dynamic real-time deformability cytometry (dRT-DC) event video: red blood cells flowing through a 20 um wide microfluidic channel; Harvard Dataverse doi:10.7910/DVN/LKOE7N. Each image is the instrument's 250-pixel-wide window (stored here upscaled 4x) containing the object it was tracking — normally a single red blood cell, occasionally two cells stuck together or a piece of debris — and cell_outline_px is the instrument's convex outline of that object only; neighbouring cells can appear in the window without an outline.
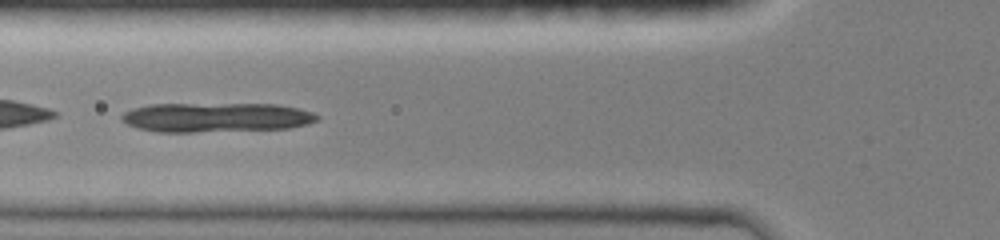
{"species": "common noctule bat (a hibernating species)", "species_latin": "Nyctalus noctula", "temperature_condition": "room temperature", "stored_images_in_passage": 19, "camera_frame_rate_fps": 3000, "um_per_image_px": 0.085, "animal": {"sex": "female", "body_mass_g": 19.0, "forearm_length_mm": 51.5}, "frame": {"image": 1, "passage_image": 9, "time_ms": 4.667, "image_size_px": [1000, 240], "cell_outline_px": [[320, 116], [316, 120], [304, 124], [288, 128], [192, 132], [156, 132], [140, 128], [128, 124], [120, 116], [124, 112], [132, 108], [148, 104], [276, 104], [296, 108], [312, 112]], "centroid_in_image_um": [18.32, 9.97], "position_along_channel_um": 107.5, "area_um2": 33.23}}
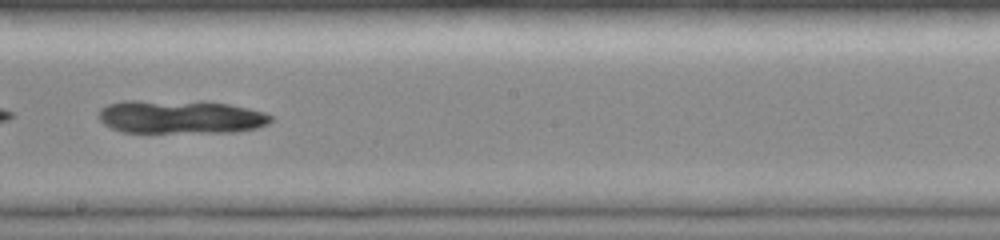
{"frame": {"image": 2, "passage_image": 15, "time_ms": 7.667, "image_size_px": [1000, 240], "cell_outline_px": [[272, 120], [268, 124], [256, 128], [236, 132], [120, 132], [104, 124], [96, 116], [100, 108], [108, 104], [124, 100], [136, 100], [228, 104], [248, 108], [264, 112], [272, 116]], "centroid_in_image_um": [15.3, 9.95], "position_along_channel_um": 232.9, "area_um2": 33.35}}
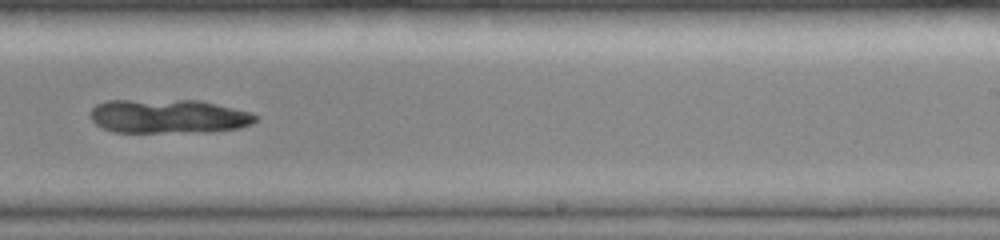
{"frame": {"image": 3, "passage_image": 17, "time_ms": 8.667, "image_size_px": [1000, 240], "cell_outline_px": [[256, 120], [252, 124], [240, 128], [204, 132], [112, 132], [96, 124], [92, 120], [92, 108], [96, 104], [108, 100], [200, 100], [252, 112], [256, 116]], "centroid_in_image_um": [14.34, 9.88], "position_along_channel_um": 274.7, "area_um2": 32.83}}